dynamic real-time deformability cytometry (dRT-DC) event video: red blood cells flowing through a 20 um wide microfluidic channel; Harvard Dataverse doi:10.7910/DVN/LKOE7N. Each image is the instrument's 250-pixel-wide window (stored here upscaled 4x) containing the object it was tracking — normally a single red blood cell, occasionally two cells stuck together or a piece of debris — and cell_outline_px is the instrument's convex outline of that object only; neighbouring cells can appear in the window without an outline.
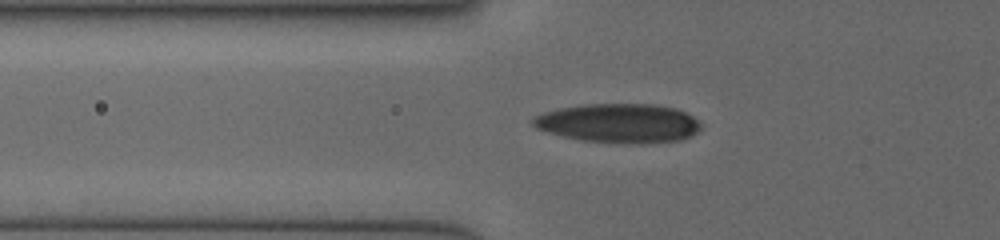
{"species": "human", "species_latin": "Homo sapiens", "temperature_condition": "cold", "stored_images_in_passage": 47, "camera_frame_rate_fps": 3000, "um_per_image_px": 0.085, "donor": {"sex": "female"}, "frame": {"image": 1, "passage_image": 2, "time_ms": 0.333, "image_size_px": [1000, 240], "cell_outline_px": [[700, 128], [692, 136], [680, 140], [640, 144], [616, 144], [580, 140], [548, 132], [536, 128], [528, 120], [532, 116], [556, 108], [580, 104], [656, 104], [676, 108], [700, 120]], "centroid_in_image_um": [52.56, 10.47], "position_along_channel_um": 73.2, "area_um2": 39.02}}
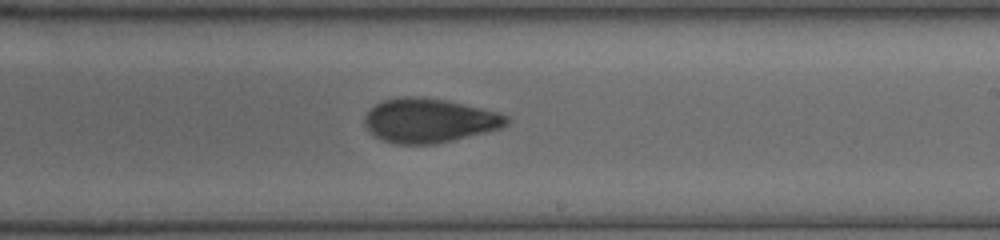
{"frame": {"image": 2, "passage_image": 21, "time_ms": 4.667, "image_size_px": [1000, 240], "cell_outline_px": [[512, 120], [508, 124], [500, 128], [436, 144], [396, 144], [384, 140], [376, 136], [364, 124], [364, 116], [376, 104], [384, 100], [400, 96], [424, 96], [448, 100], [500, 112], [512, 116]], "centroid_in_image_um": [36.54, 10.22], "position_along_channel_um": 252.5, "area_um2": 36.76}}
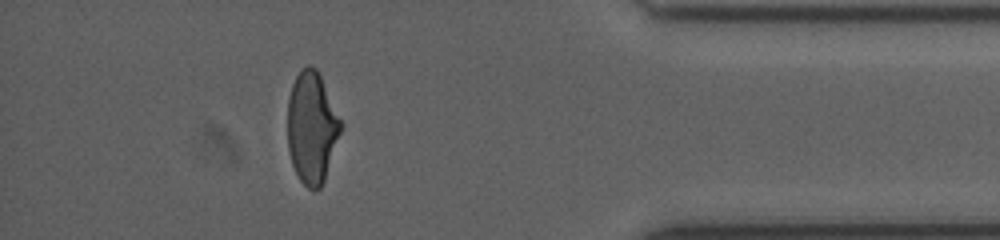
{"frame": {"image": 3, "passage_image": 41, "time_ms": 9.0, "image_size_px": [1000, 240], "cell_outline_px": [[344, 124], [324, 180], [320, 188], [308, 188], [300, 180], [292, 164], [288, 148], [288, 96], [292, 84], [296, 76], [308, 64], [316, 68]], "centroid_in_image_um": [26.51, 10.83], "position_along_channel_um": 408.7, "area_um2": 34.45}}